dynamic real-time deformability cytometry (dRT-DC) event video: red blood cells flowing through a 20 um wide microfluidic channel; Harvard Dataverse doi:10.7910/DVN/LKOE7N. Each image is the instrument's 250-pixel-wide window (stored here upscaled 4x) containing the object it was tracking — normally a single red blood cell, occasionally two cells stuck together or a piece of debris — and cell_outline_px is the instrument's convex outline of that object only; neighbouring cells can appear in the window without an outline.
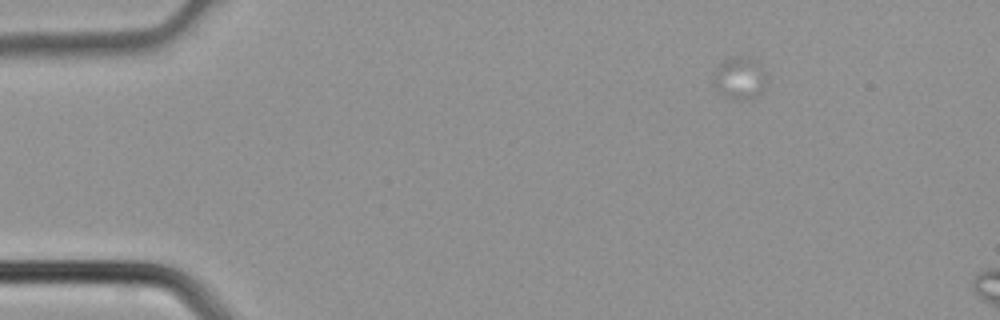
{"species": "common noctule bat (a hibernating species)", "species_latin": "Nyctalus noctula", "temperature_condition": "cold", "stored_images_in_passage": 3, "camera_frame_rate_fps": 3000, "um_per_image_px": 0.085, "animal": {"sex": "male", "body_mass_g": 21.5, "forearm_length_mm": 52.0}, "frame": {"image": 1, "passage_image": 1, "time_ms": 0.0, "image_size_px": [1000, 320], "cell_outline_px": [[764, 84], [760, 92], [756, 96], [748, 100], [740, 100], [724, 96], [716, 88], [712, 80], [716, 68], [724, 60], [740, 56], [748, 56], [756, 60], [764, 72]], "centroid_in_image_um": [62.84, 6.64], "position_along_channel_um": 22.2, "area_um2": 12.83}}